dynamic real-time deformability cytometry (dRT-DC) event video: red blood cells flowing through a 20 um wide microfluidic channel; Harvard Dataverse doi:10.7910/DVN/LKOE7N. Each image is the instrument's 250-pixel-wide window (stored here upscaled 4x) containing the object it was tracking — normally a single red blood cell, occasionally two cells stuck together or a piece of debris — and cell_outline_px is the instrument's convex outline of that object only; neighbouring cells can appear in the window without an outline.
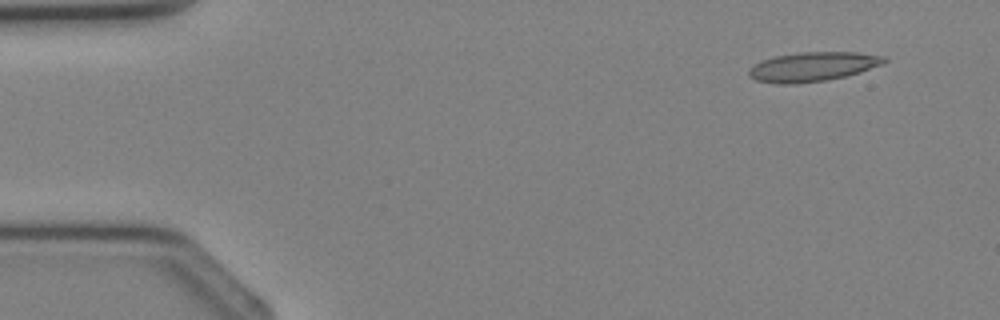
{"species": "Egyptian fruit bat (a non-hibernating species)", "species_latin": "Rousettus aegyptiacus", "temperature_condition": "cold", "stored_images_in_passage": 34, "camera_frame_rate_fps": 3000, "um_per_image_px": 0.085, "animal": {"sex": "female"}, "frame": {"image": 1, "passage_image": 1, "time_ms": 0.0, "image_size_px": [1000, 320], "cell_outline_px": [[888, 60], [884, 64], [860, 72], [828, 80], [796, 84], [776, 84], [756, 80], [748, 76], [748, 68], [764, 60], [776, 56], [804, 52], [856, 52], [888, 56]], "centroid_in_image_um": [69.12, 5.67], "position_along_channel_um": 15.9, "area_um2": 23.24}}
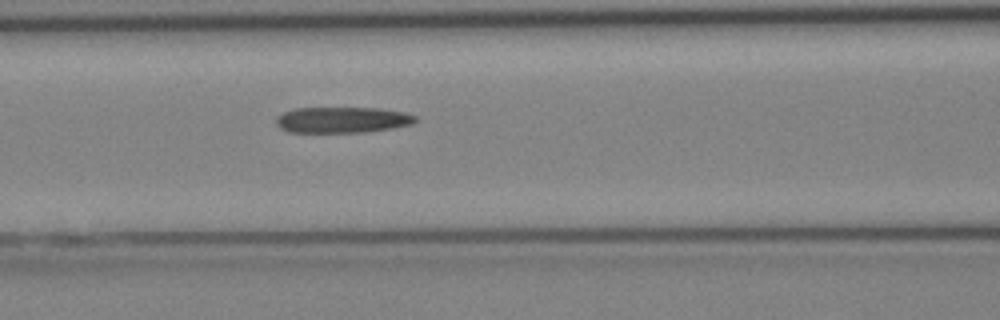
{"frame": {"image": 2, "passage_image": 13, "time_ms": 4.0, "image_size_px": [1000, 320], "cell_outline_px": [[416, 120], [412, 124], [392, 128], [368, 132], [288, 132], [280, 128], [276, 124], [276, 116], [284, 112], [296, 108], [380, 108], [404, 112], [416, 116]], "centroid_in_image_um": [29.08, 10.19], "position_along_channel_um": 137.5, "area_um2": 21.1}}
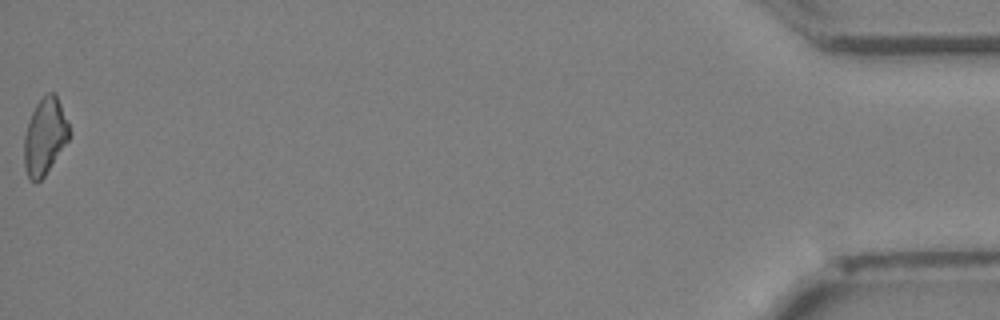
{"frame": {"image": 3, "passage_image": 34, "time_ms": 11.0, "image_size_px": [1000, 320], "cell_outline_px": [[68, 140], [44, 176], [40, 180], [32, 180], [28, 176], [24, 168], [24, 136], [32, 112], [36, 104], [48, 92], [56, 92], [68, 120]], "centroid_in_image_um": [3.81, 11.56], "position_along_channel_um": 431.4, "area_um2": 19.77}}